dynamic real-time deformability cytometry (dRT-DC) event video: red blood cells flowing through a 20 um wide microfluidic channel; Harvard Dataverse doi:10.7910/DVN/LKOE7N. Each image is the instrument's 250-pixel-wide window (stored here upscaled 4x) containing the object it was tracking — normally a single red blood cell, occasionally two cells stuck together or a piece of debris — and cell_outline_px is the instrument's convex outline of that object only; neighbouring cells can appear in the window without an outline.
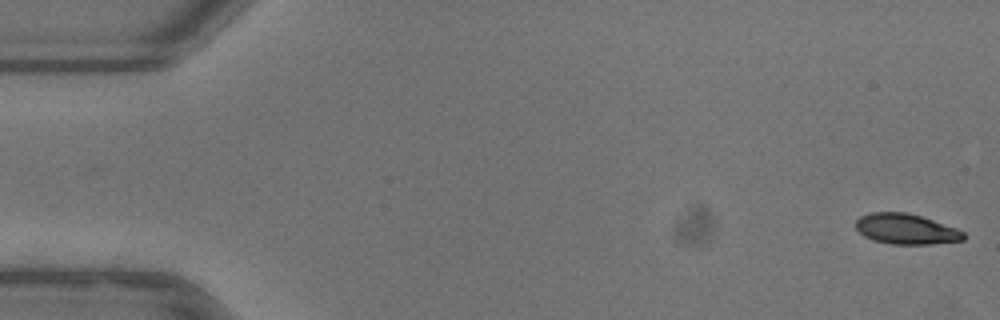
{"species": "common noctule bat (a hibernating species)", "species_latin": "Nyctalus noctula", "temperature_condition": "warm", "stored_images_in_passage": 47, "camera_frame_rate_fps": 3000, "um_per_image_px": 0.085, "animal": {"sex": "female"}, "frame": {"image": 1, "passage_image": 1, "time_ms": 0.0, "image_size_px": [1000, 320], "cell_outline_px": [[964, 240], [928, 244], [892, 244], [872, 240], [864, 236], [856, 228], [856, 220], [860, 216], [872, 212], [908, 212], [956, 228], [964, 232]], "centroid_in_image_um": [76.98, 19.46], "position_along_channel_um": 8.0, "area_um2": 18.96}}
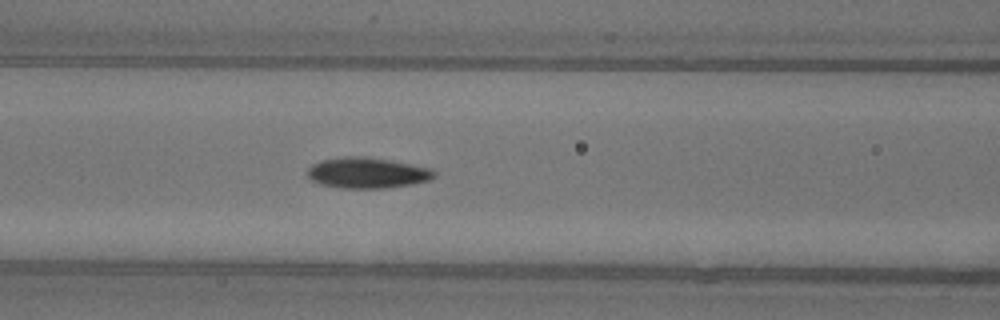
{"frame": {"image": 2, "passage_image": 22, "time_ms": 7.0, "image_size_px": [1000, 320], "cell_outline_px": [[436, 176], [428, 180], [412, 184], [384, 188], [340, 188], [320, 184], [312, 180], [308, 176], [308, 168], [312, 164], [320, 160], [344, 156], [364, 156], [388, 160], [432, 168], [436, 172]], "centroid_in_image_um": [31.2, 14.69], "position_along_channel_um": 135.4, "area_um2": 22.72}}
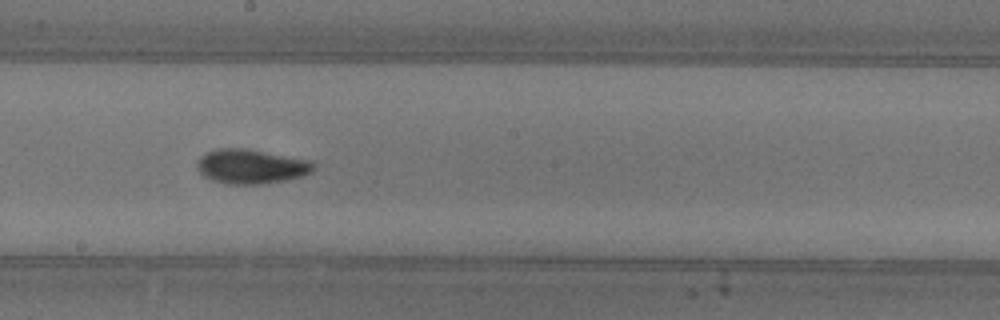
{"frame": {"image": 3, "passage_image": 29, "time_ms": 9.333, "image_size_px": [1000, 320], "cell_outline_px": [[316, 168], [312, 172], [304, 176], [284, 180], [260, 184], [228, 184], [212, 180], [204, 176], [196, 168], [196, 160], [200, 156], [216, 148], [244, 148], [312, 160], [316, 164]], "centroid_in_image_um": [21.36, 14.14], "position_along_channel_um": 226.8, "area_um2": 23.64}, "authors_computed_cell_mechanics": {"area_um2": 21.386, "velocity_mm_per_s": 3.9279, "shape_relaxation_time_tau1_ms": 4.1354, "shape_relaxation_time_tau2_ms": 2.2218, "deformation_change_tau1": 0.162, "deformation_change_tau2": 0.0657}}